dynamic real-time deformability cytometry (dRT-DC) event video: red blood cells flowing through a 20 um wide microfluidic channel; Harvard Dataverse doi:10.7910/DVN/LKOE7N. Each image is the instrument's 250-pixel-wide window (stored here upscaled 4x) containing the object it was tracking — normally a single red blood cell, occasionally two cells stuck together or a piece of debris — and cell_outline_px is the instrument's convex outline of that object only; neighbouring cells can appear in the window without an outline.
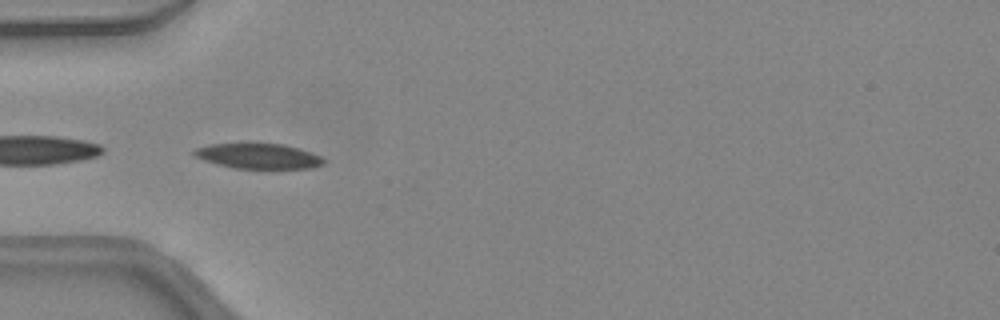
{"species": "common noctule bat (a hibernating species)", "species_latin": "Nyctalus noctula", "temperature_condition": "warm", "stored_images_in_passage": 45, "camera_frame_rate_fps": 3000, "um_per_image_px": 0.085, "animal": {"sex": "female", "body_mass_g": 24.6, "forearm_length_mm": 56.2}, "frame": {"image": 1, "passage_image": 13, "time_ms": 4.0, "image_size_px": [1000, 320], "cell_outline_px": [[324, 164], [312, 168], [232, 168], [216, 164], [204, 160], [196, 156], [192, 152], [196, 148], [208, 144], [284, 144], [312, 152], [320, 156], [324, 160]], "centroid_in_image_um": [21.97, 13.27], "position_along_channel_um": 63.0, "area_um2": 18.84}}
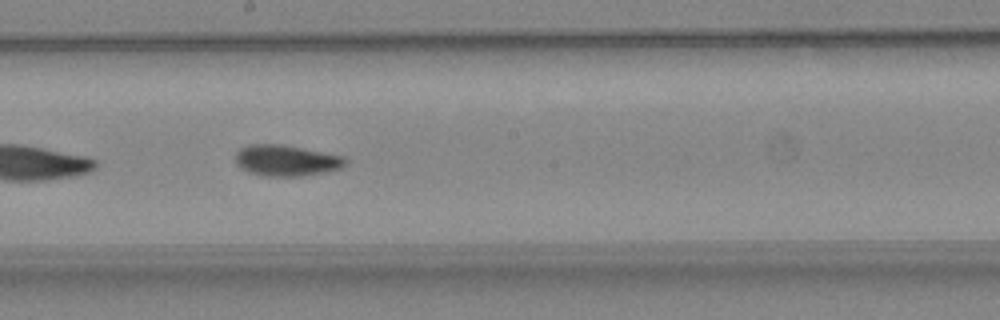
{"frame": {"image": 2, "passage_image": 24, "time_ms": 7.667, "image_size_px": [1000, 320], "cell_outline_px": [[348, 160], [340, 168], [328, 172], [300, 176], [268, 176], [248, 172], [240, 168], [236, 164], [236, 152], [240, 148], [248, 144], [284, 144], [344, 156]], "centroid_in_image_um": [24.33, 13.63], "position_along_channel_um": 223.9, "area_um2": 20.06}}
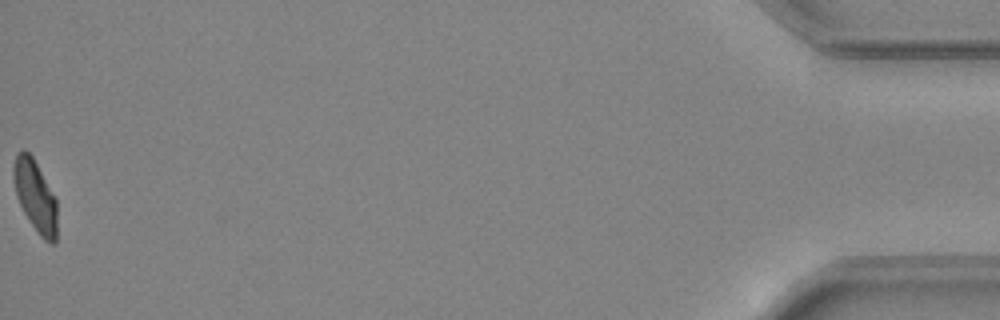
{"frame": {"image": 3, "passage_image": 45, "time_ms": 14.667, "image_size_px": [1000, 320], "cell_outline_px": [[56, 244], [52, 244], [44, 240], [40, 236], [24, 212], [16, 196], [12, 176], [12, 168], [16, 152], [24, 148], [32, 156], [56, 200]], "centroid_in_image_um": [2.96, 16.63], "position_along_channel_um": 432.2, "area_um2": 18.03}, "authors_computed_cell_mechanics": {"area_um2": 19.8254, "velocity_mm_per_s": 4.4266, "shape_relaxation_time_tau1_ms": 4.4932, "shape_relaxation_time_tau2_ms": 3.3647, "deformation_change_tau1": 0.142, "deformation_change_tau2": 0.0907}}